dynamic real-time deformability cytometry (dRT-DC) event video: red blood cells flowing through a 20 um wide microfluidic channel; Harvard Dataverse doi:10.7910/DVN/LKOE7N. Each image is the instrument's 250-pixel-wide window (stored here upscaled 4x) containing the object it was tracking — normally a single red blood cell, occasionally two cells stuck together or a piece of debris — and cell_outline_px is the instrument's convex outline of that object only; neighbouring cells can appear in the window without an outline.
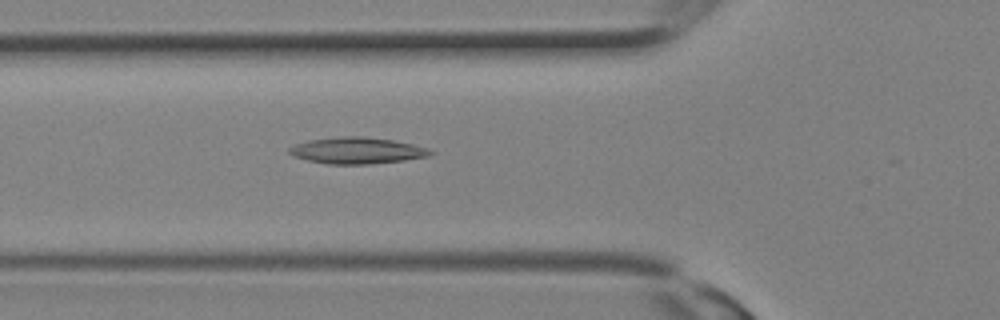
{"species": "Egyptian fruit bat (a non-hibernating species)", "species_latin": "Rousettus aegyptiacus", "temperature_condition": "room temperature", "stored_images_in_passage": 4, "camera_frame_rate_fps": 3000, "um_per_image_px": 0.085, "animal": {"sex": "female"}, "frame": {"image": 1, "passage_image": 2, "time_ms": 0.333, "image_size_px": [1000, 320], "cell_outline_px": [[436, 152], [428, 156], [404, 160], [368, 164], [328, 164], [308, 160], [292, 156], [288, 152], [288, 148], [296, 144], [308, 140], [340, 136], [360, 136], [392, 140], [412, 144], [428, 148]], "centroid_in_image_um": [30.33, 12.79], "position_along_channel_um": 95.5, "area_um2": 21.68}}
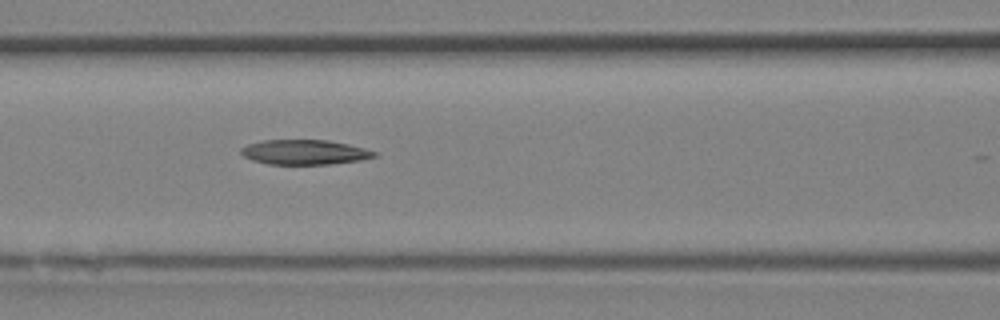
{"frame": {"image": 2, "passage_image": 4, "time_ms": 1.0, "image_size_px": [1000, 320], "cell_outline_px": [[380, 152], [376, 156], [360, 160], [328, 164], [268, 164], [252, 160], [244, 156], [240, 152], [240, 148], [248, 144], [264, 140], [328, 140], [348, 144]], "centroid_in_image_um": [25.9, 12.93], "position_along_channel_um": 140.7, "area_um2": 19.25}}